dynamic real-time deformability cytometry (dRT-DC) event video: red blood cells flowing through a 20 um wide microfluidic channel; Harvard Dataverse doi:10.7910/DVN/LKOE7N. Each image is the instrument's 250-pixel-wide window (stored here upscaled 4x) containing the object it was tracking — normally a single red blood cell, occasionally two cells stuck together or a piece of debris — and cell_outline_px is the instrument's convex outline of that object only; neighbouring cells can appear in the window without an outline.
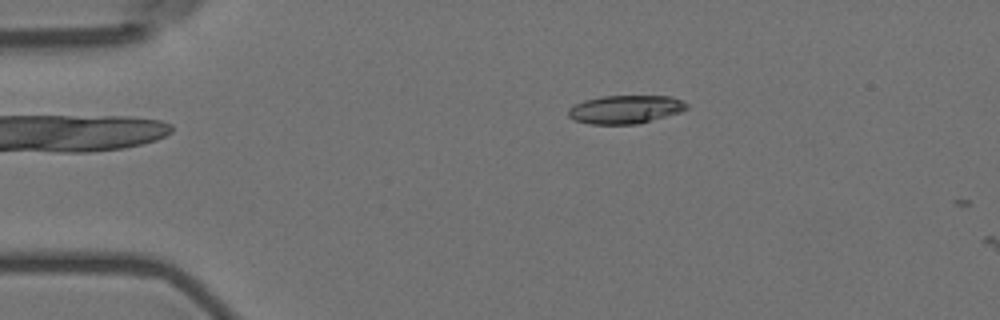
{"species": "Egyptian fruit bat (a non-hibernating species)", "species_latin": "Rousettus aegyptiacus", "temperature_condition": "room temperature", "stored_images_in_passage": 2, "camera_frame_rate_fps": 3000, "um_per_image_px": 0.085, "animal": {"sex": "female"}, "frame": {"image": 1, "passage_image": 1, "time_ms": 0.0, "image_size_px": [1000, 320], "cell_outline_px": [[688, 108], [680, 112], [636, 124], [588, 124], [576, 120], [568, 116], [568, 108], [584, 100], [600, 96], [672, 96], [688, 104]], "centroid_in_image_um": [53.14, 9.29], "position_along_channel_um": 31.9, "area_um2": 19.42}}